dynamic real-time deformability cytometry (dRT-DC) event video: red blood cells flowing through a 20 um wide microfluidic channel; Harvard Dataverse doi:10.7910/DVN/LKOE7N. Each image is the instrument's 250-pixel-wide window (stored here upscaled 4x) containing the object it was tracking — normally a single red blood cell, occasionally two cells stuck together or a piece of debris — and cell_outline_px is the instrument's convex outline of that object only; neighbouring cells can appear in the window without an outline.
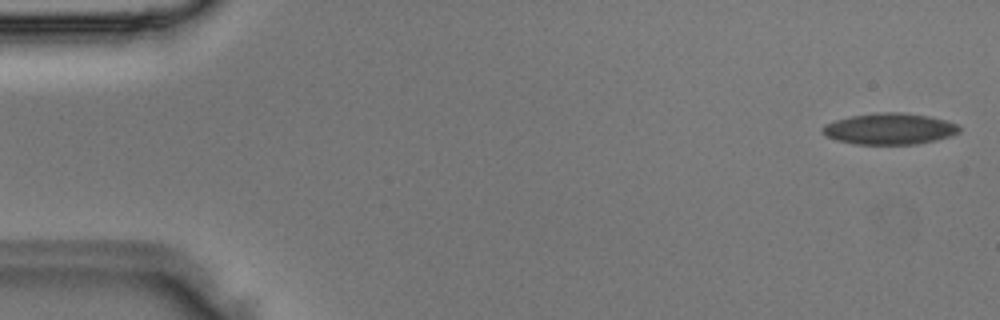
{"species": "Egyptian fruit bat (a non-hibernating species)", "species_latin": "Rousettus aegyptiacus", "temperature_condition": "room temperature", "stored_images_in_passage": 4, "camera_frame_rate_fps": 3000, "um_per_image_px": 0.085, "animal": {"sex": "male"}, "frame": {"image": 1, "passage_image": 1, "time_ms": 0.0, "image_size_px": [1000, 320], "cell_outline_px": [[960, 132], [952, 136], [936, 140], [916, 144], [856, 144], [836, 140], [824, 136], [820, 132], [820, 128], [824, 124], [836, 120], [852, 116], [876, 112], [900, 112], [928, 116], [948, 120], [956, 124], [960, 128]], "centroid_in_image_um": [75.59, 10.95], "position_along_channel_um": 9.4, "area_um2": 25.14}}